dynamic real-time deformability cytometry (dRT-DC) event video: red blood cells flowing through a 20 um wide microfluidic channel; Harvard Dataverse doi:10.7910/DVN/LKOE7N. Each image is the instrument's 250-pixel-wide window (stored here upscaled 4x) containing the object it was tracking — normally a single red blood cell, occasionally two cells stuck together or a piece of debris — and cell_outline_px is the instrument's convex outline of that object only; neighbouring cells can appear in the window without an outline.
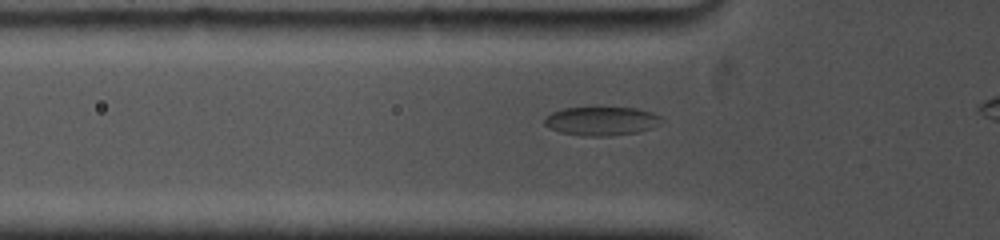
{"species": "common noctule bat (a hibernating species)", "species_latin": "Nyctalus noctula", "temperature_condition": "cold", "stored_images_in_passage": 44, "segment_of_instrument_passage": [1, 2], "camera_frame_rate_fps": 5000, "um_per_image_px": 0.085, "animal": {"sex": "female", "body_mass_g": 19.0, "forearm_length_mm": 53.3}, "frame": {"image": 1, "passage_image": 11, "time_ms": 3.0, "image_size_px": [1000, 240], "cell_outline_px": [[664, 120], [660, 124], [652, 128], [636, 132], [612, 136], [580, 136], [560, 132], [544, 124], [544, 120], [552, 112], [564, 108], [636, 108], [652, 112], [660, 116]], "centroid_in_image_um": [51.16, 10.3], "position_along_channel_um": 74.6, "area_um2": 19.54}}
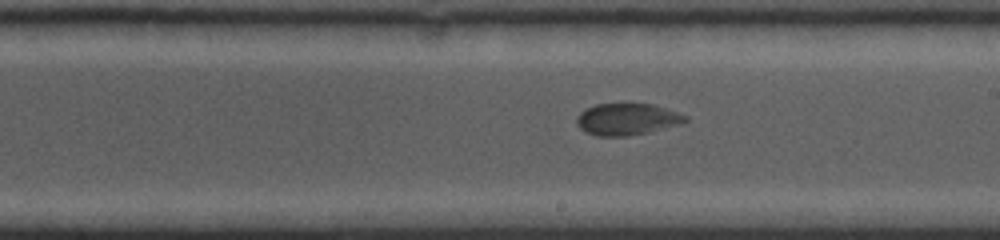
{"frame": {"image": 2, "passage_image": 26, "time_ms": 7.4, "image_size_px": [1000, 240], "cell_outline_px": [[688, 120], [680, 124], [648, 132], [628, 136], [596, 136], [584, 132], [576, 124], [576, 116], [584, 108], [596, 104], [652, 104], [688, 116]], "centroid_in_image_um": [53.24, 10.14], "position_along_channel_um": 235.8, "area_um2": 20.11}}
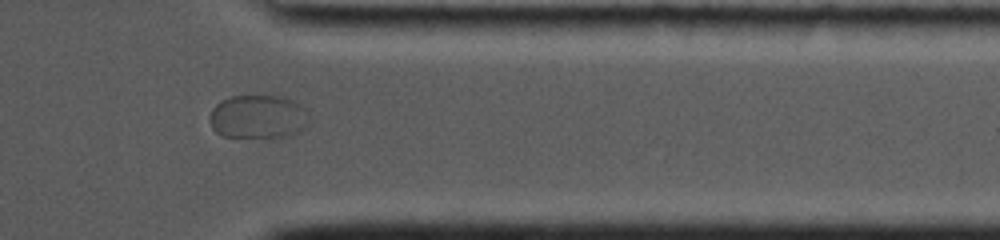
{"frame": {"image": 3, "passage_image": 40, "time_ms": 11.6, "image_size_px": [1000, 240], "cell_outline_px": [[312, 120], [304, 128], [296, 132], [272, 140], [220, 136], [212, 128], [212, 108], [220, 100], [232, 96], [280, 96], [292, 100], [300, 104]], "centroid_in_image_um": [21.96, 9.97], "position_along_channel_um": 389.4, "area_um2": 25.84}}